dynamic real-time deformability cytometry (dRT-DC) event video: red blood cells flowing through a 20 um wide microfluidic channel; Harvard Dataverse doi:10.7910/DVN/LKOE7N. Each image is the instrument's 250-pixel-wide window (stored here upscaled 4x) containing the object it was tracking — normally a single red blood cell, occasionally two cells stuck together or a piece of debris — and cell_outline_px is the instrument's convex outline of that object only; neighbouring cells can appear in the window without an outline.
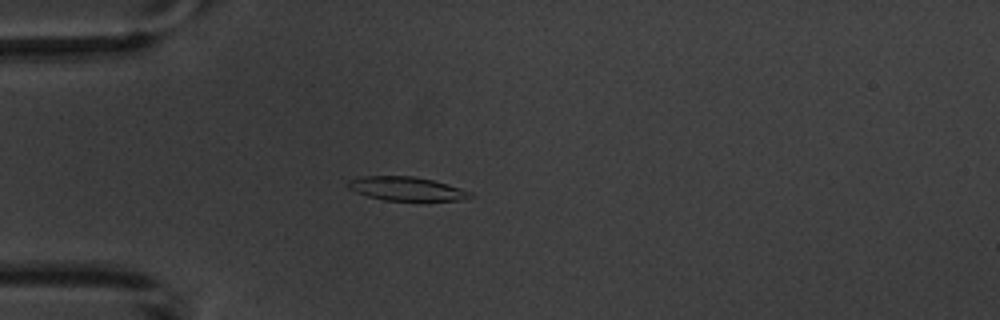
{"species": "common noctule bat (a hibernating species)", "species_latin": "Nyctalus noctula", "temperature_condition": "warm", "stored_images_in_passage": 2, "camera_frame_rate_fps": 3000, "um_per_image_px": 0.085, "animal": {"sex": "male", "body_mass_g": 20.1, "forearm_length_mm": 53.5}, "frame": {"image": 1, "passage_image": 2, "time_ms": 1.333, "image_size_px": [1000, 320], "cell_outline_px": [[476, 196], [464, 200], [384, 200], [368, 196], [356, 192], [348, 188], [348, 180], [364, 176], [412, 176], [432, 180], [448, 184], [472, 192]], "centroid_in_image_um": [34.59, 16.04], "position_along_channel_um": 50.4, "area_um2": 16.88}}